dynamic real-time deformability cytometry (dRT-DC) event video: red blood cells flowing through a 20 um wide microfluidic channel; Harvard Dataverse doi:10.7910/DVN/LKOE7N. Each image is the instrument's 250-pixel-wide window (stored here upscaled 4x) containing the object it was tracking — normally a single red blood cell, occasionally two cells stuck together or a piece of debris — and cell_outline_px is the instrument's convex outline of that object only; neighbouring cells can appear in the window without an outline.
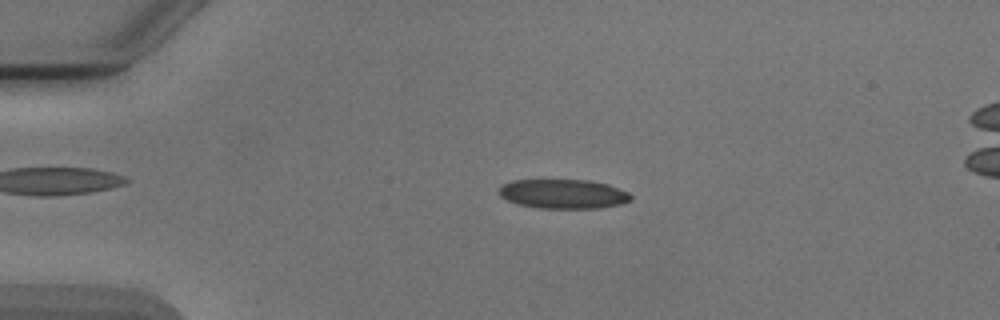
{"species": "Egyptian fruit bat (a non-hibernating species)", "species_latin": "Rousettus aegyptiacus", "temperature_condition": "cold", "stored_images_in_passage": 6, "camera_frame_rate_fps": 3000, "um_per_image_px": 0.085, "animal": {"sex": "male"}, "frame": {"image": 1, "passage_image": 4, "time_ms": 3.333, "image_size_px": [1000, 320], "cell_outline_px": [[632, 200], [620, 204], [600, 208], [540, 208], [516, 204], [500, 196], [500, 188], [504, 184], [512, 180], [588, 180], [608, 184], [628, 192], [632, 196]], "centroid_in_image_um": [47.9, 16.48], "position_along_channel_um": 37.1, "area_um2": 22.48}}